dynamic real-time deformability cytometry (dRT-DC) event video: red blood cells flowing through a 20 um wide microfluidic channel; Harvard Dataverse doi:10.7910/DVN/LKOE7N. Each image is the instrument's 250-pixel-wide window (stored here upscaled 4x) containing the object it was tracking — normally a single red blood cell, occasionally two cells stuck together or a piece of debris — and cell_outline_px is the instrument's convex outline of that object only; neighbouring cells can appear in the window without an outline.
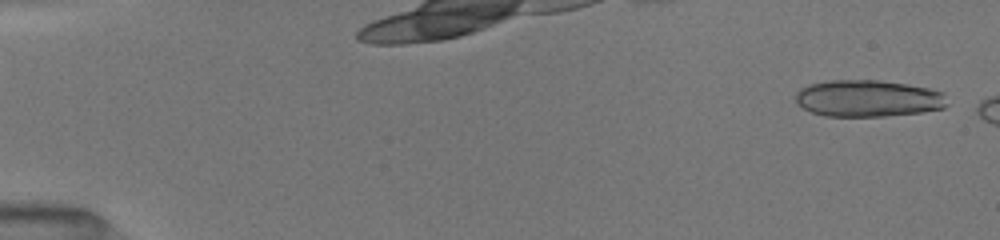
{"species": "common noctule bat (a hibernating species)", "species_latin": "Nyctalus noctula", "temperature_condition": "room temperature", "stored_images_in_passage": 6, "camera_frame_rate_fps": 3000, "um_per_image_px": 0.085, "animal": {"sex": "female", "body_mass_g": 19.5, "forearm_length_mm": 54.1}, "frame": {"image": 1, "passage_image": 1, "time_ms": 0.0, "image_size_px": [1000, 240], "cell_outline_px": [[948, 104], [944, 108], [920, 112], [884, 116], [824, 116], [812, 112], [804, 108], [796, 100], [796, 92], [800, 88], [808, 84], [828, 80], [880, 80], [908, 84], [928, 88], [944, 92]], "centroid_in_image_um": [73.79, 8.35], "position_along_channel_um": 11.2, "area_um2": 32.6}}